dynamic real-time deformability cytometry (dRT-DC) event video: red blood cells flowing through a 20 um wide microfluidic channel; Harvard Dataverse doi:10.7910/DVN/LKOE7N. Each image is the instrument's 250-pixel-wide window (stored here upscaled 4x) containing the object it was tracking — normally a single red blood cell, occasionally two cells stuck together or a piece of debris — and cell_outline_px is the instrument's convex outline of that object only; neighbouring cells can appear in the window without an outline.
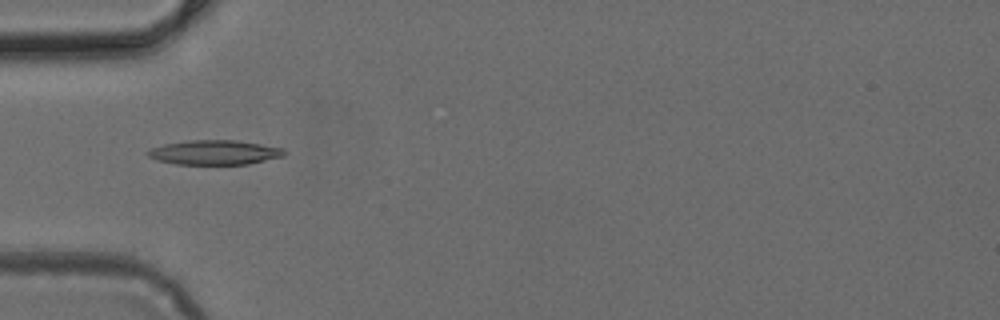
{"species": "common noctule bat (a hibernating species)", "species_latin": "Nyctalus noctula", "temperature_condition": "cold", "stored_images_in_passage": 2, "camera_frame_rate_fps": 3000, "um_per_image_px": 0.085, "animal": {"sex": "female", "body_mass_g": 24.6, "forearm_length_mm": 56.2}, "frame": {"image": 1, "passage_image": 1, "time_ms": 0.0, "image_size_px": [1000, 320], "cell_outline_px": [[288, 152], [284, 156], [248, 164], [176, 164], [156, 160], [148, 156], [144, 152], [152, 148], [164, 144], [188, 140], [236, 140], [284, 148]], "centroid_in_image_um": [18.24, 12.95], "position_along_channel_um": 66.8, "area_um2": 19.59}}
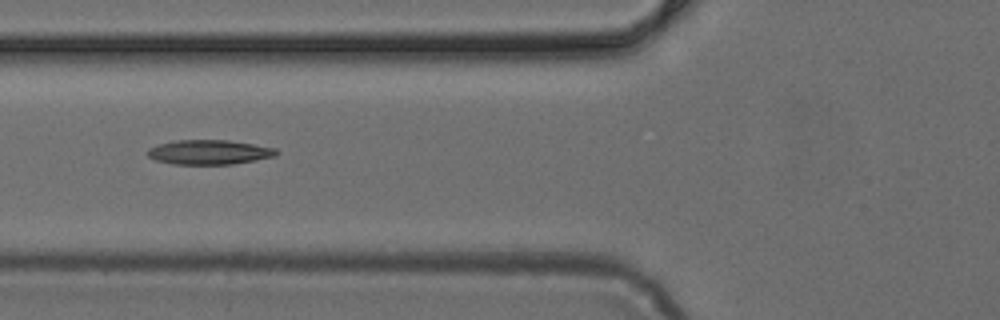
{"frame": {"image": 2, "passage_image": 2, "time_ms": 0.333, "image_size_px": [1000, 320], "cell_outline_px": [[280, 152], [276, 156], [256, 160], [232, 164], [172, 164], [156, 160], [148, 156], [148, 148], [160, 144], [176, 140], [228, 140], [276, 148]], "centroid_in_image_um": [17.81, 12.93], "position_along_channel_um": 108.0, "area_um2": 18.38}}